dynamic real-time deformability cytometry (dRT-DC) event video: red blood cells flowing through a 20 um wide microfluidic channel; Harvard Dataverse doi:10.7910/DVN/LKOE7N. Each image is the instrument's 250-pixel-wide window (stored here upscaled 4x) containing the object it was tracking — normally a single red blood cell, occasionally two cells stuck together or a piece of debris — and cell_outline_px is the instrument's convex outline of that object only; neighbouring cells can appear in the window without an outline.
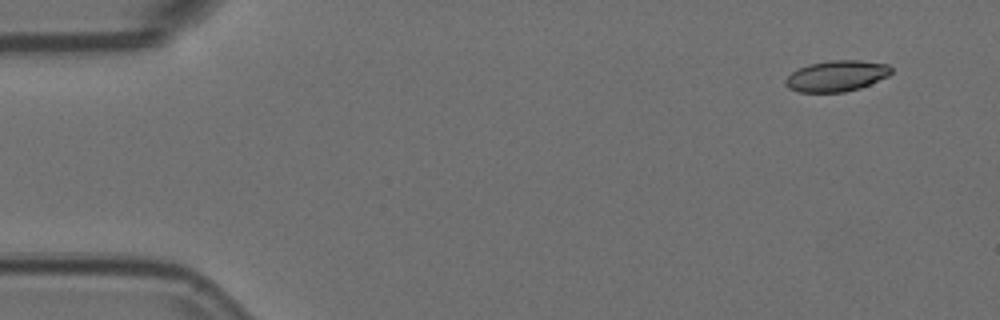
{"species": "Egyptian fruit bat (a non-hibernating species)", "species_latin": "Rousettus aegyptiacus", "temperature_condition": "room temperature", "stored_images_in_passage": 4, "camera_frame_rate_fps": 3000, "um_per_image_px": 0.085, "animal": {"sex": "female"}, "frame": {"image": 1, "passage_image": 1, "time_ms": 0.0, "image_size_px": [1000, 320], "cell_outline_px": [[892, 72], [888, 76], [860, 88], [844, 92], [800, 92], [788, 88], [784, 84], [784, 80], [792, 72], [808, 64], [828, 60], [860, 60], [888, 64], [892, 68]], "centroid_in_image_um": [71.1, 6.45], "position_along_channel_um": 13.9, "area_um2": 19.13}}
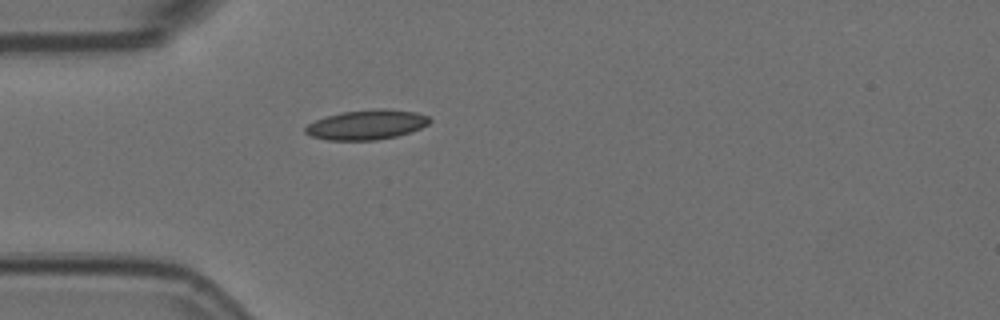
{"frame": {"image": 2, "passage_image": 4, "time_ms": 1.0, "image_size_px": [1000, 320], "cell_outline_px": [[432, 120], [428, 124], [420, 128], [396, 136], [376, 140], [328, 140], [312, 136], [304, 132], [304, 128], [308, 124], [316, 120], [328, 116], [344, 112], [384, 108], [416, 112], [428, 116]], "centroid_in_image_um": [31.18, 10.6], "position_along_channel_um": 53.8, "area_um2": 21.27}}